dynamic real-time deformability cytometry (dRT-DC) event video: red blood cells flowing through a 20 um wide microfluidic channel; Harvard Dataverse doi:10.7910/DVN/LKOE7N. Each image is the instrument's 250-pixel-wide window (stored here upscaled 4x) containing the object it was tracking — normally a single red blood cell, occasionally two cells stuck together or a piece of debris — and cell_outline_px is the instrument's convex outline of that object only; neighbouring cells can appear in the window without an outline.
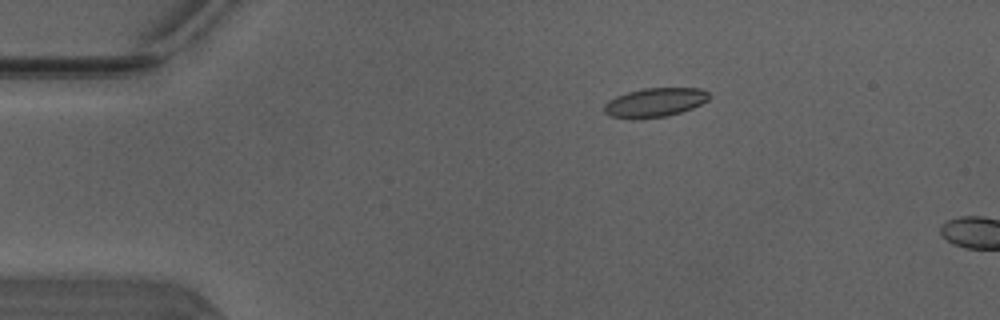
{"species": "Egyptian fruit bat (a non-hibernating species)", "species_latin": "Rousettus aegyptiacus", "temperature_condition": "warm", "stored_images_in_passage": 13, "camera_frame_rate_fps": 3000, "um_per_image_px": 0.085, "animal": {"sex": "male"}, "frame": {"image": 1, "passage_image": 10, "time_ms": 3.0, "image_size_px": [1000, 320], "cell_outline_px": [[708, 100], [692, 108], [668, 116], [612, 116], [604, 112], [604, 104], [608, 100], [616, 96], [628, 92], [644, 88], [700, 88], [708, 92]], "centroid_in_image_um": [55.7, 8.66], "position_along_channel_um": 29.3, "area_um2": 16.99}}